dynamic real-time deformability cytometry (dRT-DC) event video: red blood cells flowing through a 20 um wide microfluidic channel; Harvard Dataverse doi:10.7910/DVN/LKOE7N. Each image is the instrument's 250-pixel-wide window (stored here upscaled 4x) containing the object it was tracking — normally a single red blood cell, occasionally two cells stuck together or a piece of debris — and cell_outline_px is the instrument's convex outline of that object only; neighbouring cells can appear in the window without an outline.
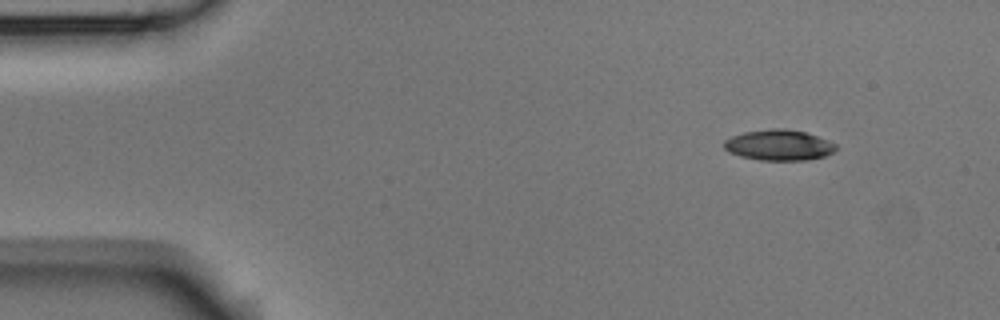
{"species": "Egyptian fruit bat (a non-hibernating species)", "species_latin": "Rousettus aegyptiacus", "temperature_condition": "room temperature", "stored_images_in_passage": 4, "camera_frame_rate_fps": 3000, "um_per_image_px": 0.085, "animal": {"sex": "male"}, "frame": {"image": 1, "passage_image": 1, "time_ms": 0.0, "image_size_px": [1000, 320], "cell_outline_px": [[836, 148], [832, 152], [824, 156], [808, 160], [760, 160], [740, 156], [728, 152], [724, 148], [724, 140], [732, 136], [744, 132], [772, 128], [784, 128], [804, 132], [828, 140], [836, 144]], "centroid_in_image_um": [66.18, 12.33], "position_along_channel_um": 18.8, "area_um2": 19.94}}
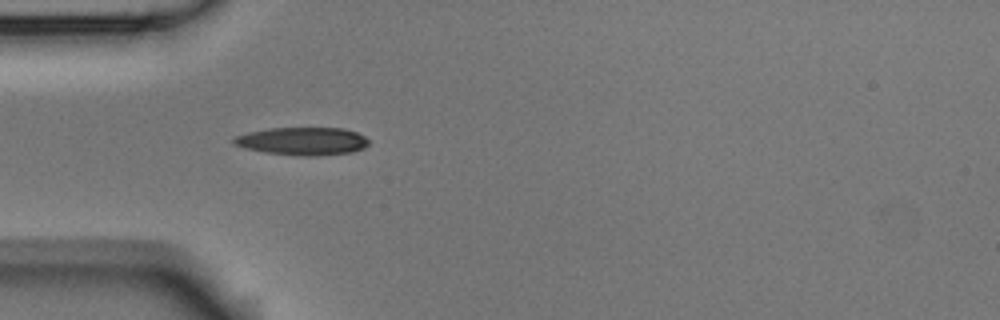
{"frame": {"image": 2, "passage_image": 4, "time_ms": 1.0, "image_size_px": [1000, 320], "cell_outline_px": [[368, 144], [364, 148], [352, 152], [316, 156], [300, 156], [264, 152], [232, 144], [232, 140], [236, 136], [248, 132], [268, 128], [344, 128], [356, 132], [364, 136], [368, 140]], "centroid_in_image_um": [25.72, 12.0], "position_along_channel_um": 59.3, "area_um2": 21.91}}